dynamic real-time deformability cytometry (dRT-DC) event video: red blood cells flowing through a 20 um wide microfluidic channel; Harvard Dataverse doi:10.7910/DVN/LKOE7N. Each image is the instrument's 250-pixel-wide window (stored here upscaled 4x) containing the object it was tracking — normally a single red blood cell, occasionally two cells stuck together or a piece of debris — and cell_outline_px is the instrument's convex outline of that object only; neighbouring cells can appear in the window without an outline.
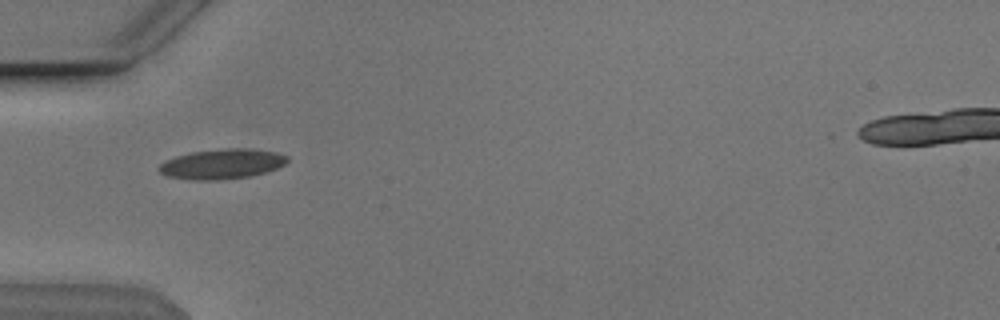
{"species": "Egyptian fruit bat (a non-hibernating species)", "species_latin": "Rousettus aegyptiacus", "temperature_condition": "cold", "stored_images_in_passage": 38, "camera_frame_rate_fps": 3000, "um_per_image_px": 0.085, "animal": {"sex": "male"}, "frame": {"image": 1, "passage_image": 2, "time_ms": 0.333, "image_size_px": [1000, 320], "cell_outline_px": [[288, 160], [284, 164], [276, 168], [264, 172], [248, 176], [220, 180], [192, 180], [168, 176], [160, 172], [160, 164], [176, 156], [192, 152], [228, 148], [248, 148], [276, 152], [288, 156]], "centroid_in_image_um": [18.89, 13.93], "position_along_channel_um": 66.1, "area_um2": 22.08}}
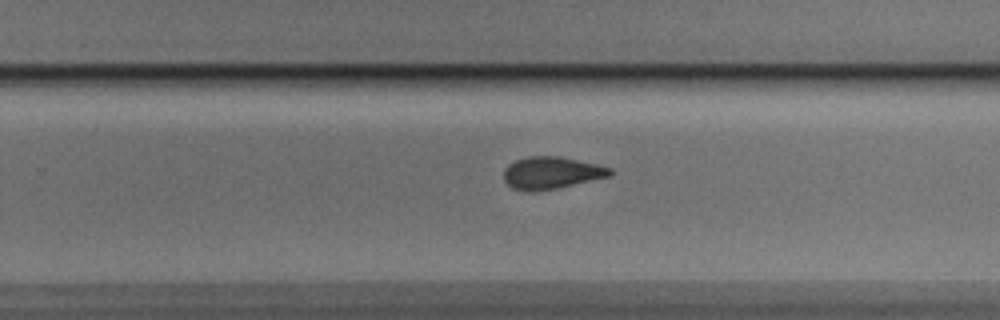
{"frame": {"image": 2, "passage_image": 19, "time_ms": 6.0, "image_size_px": [1000, 320], "cell_outline_px": [[612, 176], [556, 188], [536, 192], [524, 192], [512, 188], [504, 180], [504, 168], [508, 164], [516, 160], [528, 156], [560, 156], [596, 164], [612, 168]], "centroid_in_image_um": [46.85, 14.7], "position_along_channel_um": 283.0, "area_um2": 20.11}}
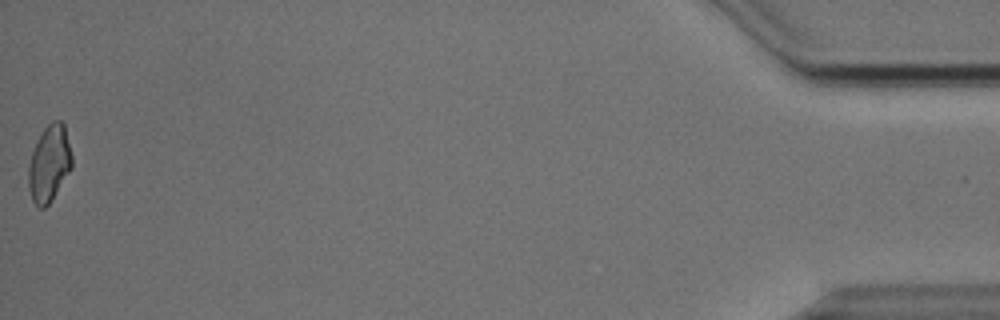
{"frame": {"image": 3, "passage_image": 38, "time_ms": 12.333, "image_size_px": [1000, 320], "cell_outline_px": [[72, 168], [52, 200], [44, 208], [40, 208], [32, 200], [28, 188], [28, 168], [32, 152], [44, 128], [52, 120], [60, 120], [64, 124], [72, 156]], "centroid_in_image_um": [4.19, 13.92], "position_along_channel_um": 431.0, "area_um2": 19.31}, "authors_computed_cell_mechanics": {"area_um2": 20.1144, "velocity_mm_per_s": 3.844, "shape_relaxation_time_tau1_ms": 3.3092, "shape_relaxation_time_tau2_ms": 2.1203, "deformation_change_tau1": 0.1134, "deformation_change_tau2": 0.0887}}